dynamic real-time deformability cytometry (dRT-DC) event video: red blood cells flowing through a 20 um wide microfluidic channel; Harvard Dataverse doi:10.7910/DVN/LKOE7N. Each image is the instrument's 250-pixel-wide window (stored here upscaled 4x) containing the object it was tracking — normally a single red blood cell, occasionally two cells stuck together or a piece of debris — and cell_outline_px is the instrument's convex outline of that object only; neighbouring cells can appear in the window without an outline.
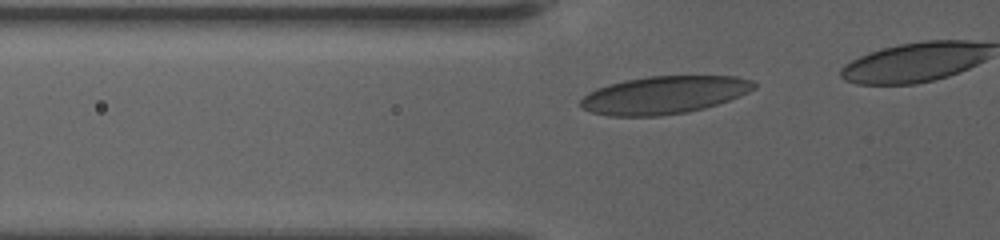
{"species": "human", "species_latin": "Homo sapiens", "temperature_condition": "warm", "stored_images_in_passage": 13, "camera_frame_rate_fps": 3000, "um_per_image_px": 0.085, "donor": {"sex": "female"}, "frame": {"image": 1, "passage_image": 6, "time_ms": 1.667, "image_size_px": [1000, 240], "cell_outline_px": [[756, 88], [740, 96], [704, 108], [688, 112], [660, 116], [608, 116], [592, 112], [580, 108], [580, 100], [588, 92], [596, 88], [608, 84], [624, 80], [648, 76], [736, 76], [752, 80], [756, 84]], "centroid_in_image_um": [56.42, 8.07], "position_along_channel_um": 69.4, "area_um2": 38.32}}
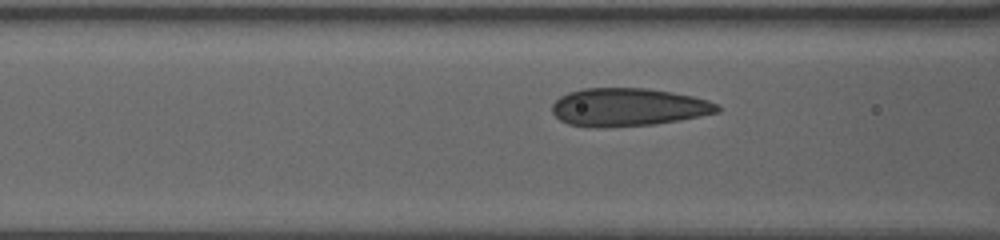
{"frame": {"image": 2, "passage_image": 10, "time_ms": 3.0, "image_size_px": [1000, 240], "cell_outline_px": [[720, 112], [680, 120], [652, 124], [604, 128], [588, 128], [568, 124], [560, 120], [552, 112], [552, 104], [560, 96], [568, 92], [584, 88], [648, 88], [672, 92], [692, 96], [708, 100], [720, 104]], "centroid_in_image_um": [53.38, 9.12], "position_along_channel_um": 113.2, "area_um2": 36.99}}